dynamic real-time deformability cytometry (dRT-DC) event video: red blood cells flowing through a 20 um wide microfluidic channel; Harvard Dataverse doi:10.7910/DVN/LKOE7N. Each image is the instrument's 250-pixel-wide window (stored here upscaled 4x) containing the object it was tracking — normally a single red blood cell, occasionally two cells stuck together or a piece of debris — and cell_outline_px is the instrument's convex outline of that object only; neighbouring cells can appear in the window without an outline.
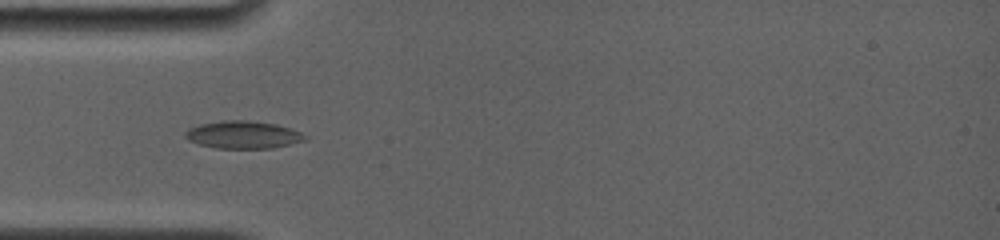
{"species": "common noctule bat (a hibernating species)", "species_latin": "Nyctalus noctula", "temperature_condition": "room temperature", "stored_images_in_passage": 18, "camera_frame_rate_fps": 4000, "um_per_image_px": 0.085, "animal": {"sex": "female", "body_mass_g": 19.0, "forearm_length_mm": 56.7}, "frame": {"image": 1, "passage_image": 1, "time_ms": 0.0, "image_size_px": [1000, 240], "cell_outline_px": [[308, 140], [272, 148], [216, 148], [200, 144], [188, 140], [184, 136], [184, 132], [188, 128], [200, 124], [220, 120], [248, 120], [276, 124], [300, 132], [308, 136]], "centroid_in_image_um": [20.65, 11.45], "position_along_channel_um": 64.3, "area_um2": 19.31}}
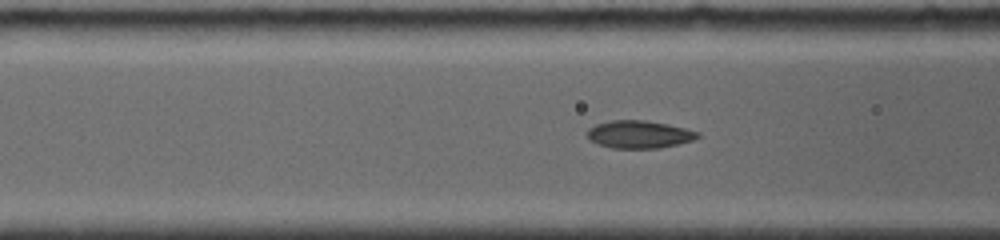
{"frame": {"image": 2, "passage_image": 8, "time_ms": 1.25, "image_size_px": [1000, 240], "cell_outline_px": [[700, 136], [692, 140], [660, 148], [612, 148], [596, 144], [588, 140], [588, 128], [596, 124], [612, 120], [644, 120], [668, 124], [700, 132]], "centroid_in_image_um": [54.3, 11.42], "position_along_channel_um": 112.3, "area_um2": 17.8}}
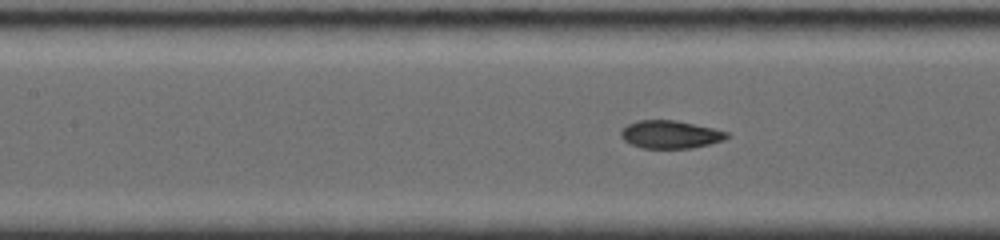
{"frame": {"image": 3, "passage_image": 15, "time_ms": 2.25, "image_size_px": [1000, 240], "cell_outline_px": [[728, 136], [724, 140], [692, 148], [644, 148], [632, 144], [624, 140], [620, 136], [620, 132], [628, 124], [636, 120], [676, 120], [712, 128], [728, 132]], "centroid_in_image_um": [56.96, 11.42], "position_along_channel_um": 150.4, "area_um2": 17.05}}